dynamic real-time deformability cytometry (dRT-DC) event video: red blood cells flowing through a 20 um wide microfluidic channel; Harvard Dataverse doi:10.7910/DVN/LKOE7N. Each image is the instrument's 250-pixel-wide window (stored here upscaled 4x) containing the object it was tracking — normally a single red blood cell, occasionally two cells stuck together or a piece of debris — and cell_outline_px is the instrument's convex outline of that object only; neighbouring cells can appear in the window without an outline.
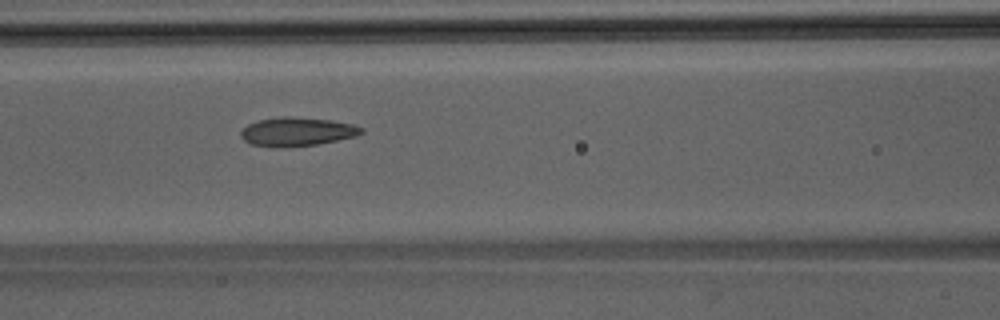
{"species": "Egyptian fruit bat (a non-hibernating species)", "species_latin": "Rousettus aegyptiacus", "temperature_condition": "room temperature", "stored_images_in_passage": 34, "camera_frame_rate_fps": 3000, "um_per_image_px": 0.085, "animal": {"sex": "male"}, "frame": {"image": 1, "passage_image": 7, "time_ms": 2.0, "image_size_px": [1000, 320], "cell_outline_px": [[364, 132], [356, 136], [316, 144], [284, 148], [276, 148], [252, 144], [244, 140], [240, 136], [240, 132], [248, 124], [256, 120], [284, 116], [292, 116], [332, 120], [352, 124], [364, 128]], "centroid_in_image_um": [25.23, 11.19], "position_along_channel_um": 141.4, "area_um2": 20.35}}
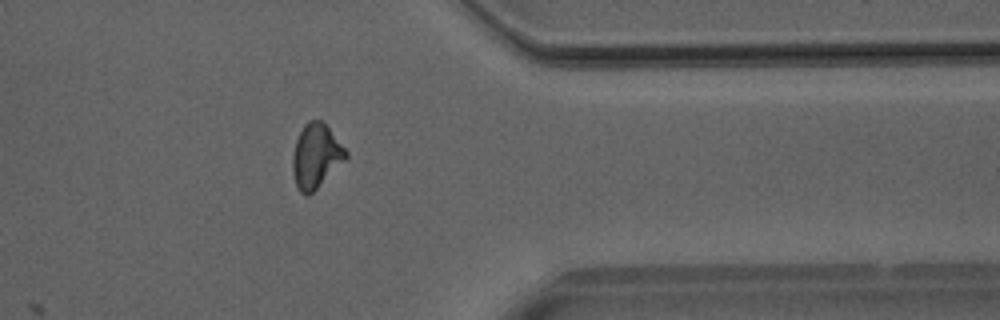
{"frame": {"image": 2, "passage_image": 25, "time_ms": 8.0, "image_size_px": [1000, 320], "cell_outline_px": [[348, 156], [308, 196], [304, 196], [300, 192], [296, 184], [292, 168], [292, 156], [296, 140], [304, 124], [308, 120], [320, 120], [328, 128], [348, 152]], "centroid_in_image_um": [26.82, 13.26], "position_along_channel_um": 384.6, "area_um2": 19.42}}
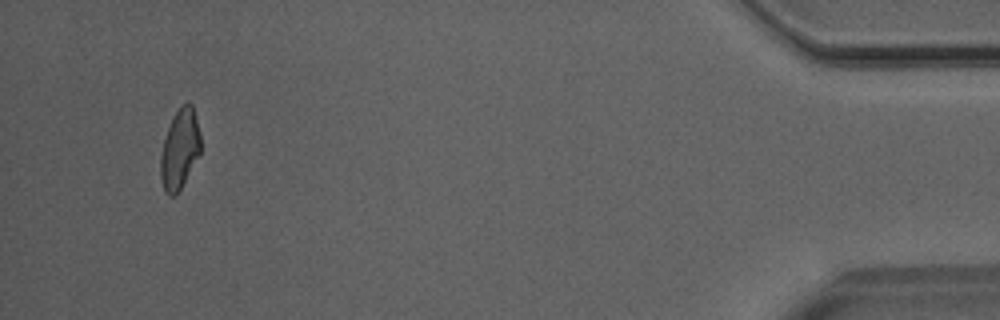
{"frame": {"image": 3, "passage_image": 32, "time_ms": 10.333, "image_size_px": [1000, 320], "cell_outline_px": [[200, 152], [176, 196], [168, 196], [164, 192], [160, 176], [160, 156], [164, 140], [168, 128], [180, 104], [192, 104], [200, 132]], "centroid_in_image_um": [15.26, 12.71], "position_along_channel_um": 419.9, "area_um2": 18.38}}